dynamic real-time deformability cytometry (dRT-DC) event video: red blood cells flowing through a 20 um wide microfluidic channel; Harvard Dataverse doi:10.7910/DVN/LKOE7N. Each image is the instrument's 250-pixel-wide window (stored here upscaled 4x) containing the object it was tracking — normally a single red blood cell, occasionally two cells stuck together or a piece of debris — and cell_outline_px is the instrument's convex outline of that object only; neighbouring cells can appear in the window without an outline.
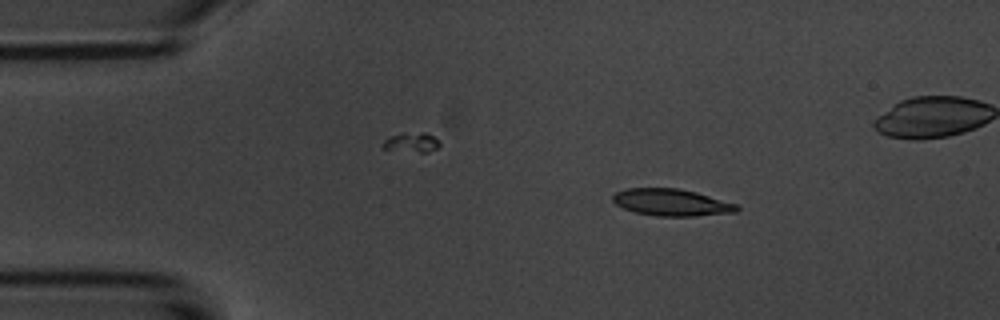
{"species": "common noctule bat (a hibernating species)", "species_latin": "Nyctalus noctula", "temperature_condition": "room temperature", "stored_images_in_passage": 4, "camera_frame_rate_fps": 3000, "um_per_image_px": 0.085, "animal": {"sex": "male", "body_mass_g": 20.1, "forearm_length_mm": 53.5}, "frame": {"image": 1, "passage_image": 1, "time_ms": 0.0, "image_size_px": [1000, 320], "cell_outline_px": [[740, 208], [736, 212], [696, 216], [656, 216], [632, 212], [616, 204], [612, 200], [612, 196], [616, 192], [628, 188], [680, 188], [696, 192], [736, 204]], "centroid_in_image_um": [57.05, 17.21], "position_along_channel_um": 27.9, "area_um2": 19.48}}